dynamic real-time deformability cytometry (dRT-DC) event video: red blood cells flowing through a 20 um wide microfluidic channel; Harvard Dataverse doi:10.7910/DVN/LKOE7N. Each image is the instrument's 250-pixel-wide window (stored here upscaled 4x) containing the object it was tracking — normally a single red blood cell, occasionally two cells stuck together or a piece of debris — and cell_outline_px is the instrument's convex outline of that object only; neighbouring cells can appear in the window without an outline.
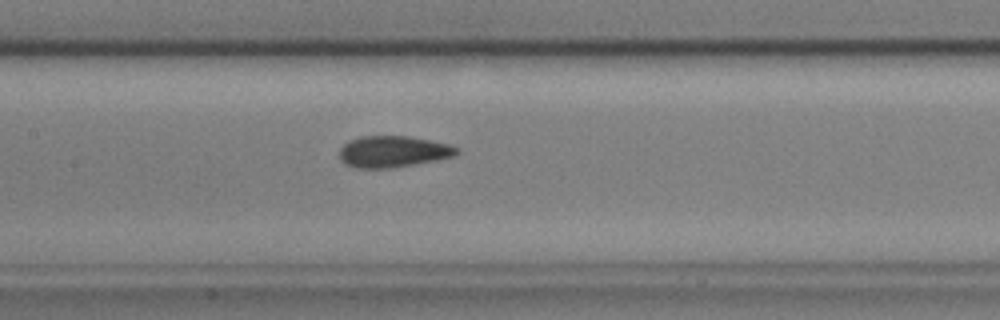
{"species": "common noctule bat (a hibernating species)", "species_latin": "Nyctalus noctula", "temperature_condition": "cold", "stored_images_in_passage": 20, "camera_frame_rate_fps": 3000, "um_per_image_px": 0.085, "animal": {"sex": "male", "body_mass_g": 17.9, "forearm_length_mm": 54.2}, "frame": {"image": 1, "passage_image": 15, "time_ms": 4.667, "image_size_px": [1000, 320], "cell_outline_px": [[460, 152], [452, 156], [436, 160], [388, 168], [356, 168], [344, 164], [340, 160], [340, 148], [348, 140], [360, 136], [408, 136], [448, 144], [460, 148]], "centroid_in_image_um": [33.37, 12.88], "position_along_channel_um": 174.0, "area_um2": 21.39}}